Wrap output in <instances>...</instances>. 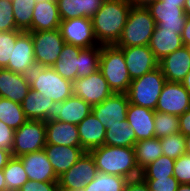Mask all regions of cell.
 Wrapping results in <instances>:
<instances>
[{"label":"cell","instance_id":"obj_1","mask_svg":"<svg viewBox=\"0 0 190 191\" xmlns=\"http://www.w3.org/2000/svg\"><path fill=\"white\" fill-rule=\"evenodd\" d=\"M132 5L128 0H105L91 18L99 45H115L121 37Z\"/></svg>","mask_w":190,"mask_h":191},{"label":"cell","instance_id":"obj_2","mask_svg":"<svg viewBox=\"0 0 190 191\" xmlns=\"http://www.w3.org/2000/svg\"><path fill=\"white\" fill-rule=\"evenodd\" d=\"M98 172L118 175L129 180L141 176L134 147L102 145L89 151Z\"/></svg>","mask_w":190,"mask_h":191},{"label":"cell","instance_id":"obj_3","mask_svg":"<svg viewBox=\"0 0 190 191\" xmlns=\"http://www.w3.org/2000/svg\"><path fill=\"white\" fill-rule=\"evenodd\" d=\"M156 27L146 7L132 6L118 42V48L148 45Z\"/></svg>","mask_w":190,"mask_h":191},{"label":"cell","instance_id":"obj_4","mask_svg":"<svg viewBox=\"0 0 190 191\" xmlns=\"http://www.w3.org/2000/svg\"><path fill=\"white\" fill-rule=\"evenodd\" d=\"M99 70L113 93H127L132 80L123 52L118 47L102 45Z\"/></svg>","mask_w":190,"mask_h":191},{"label":"cell","instance_id":"obj_5","mask_svg":"<svg viewBox=\"0 0 190 191\" xmlns=\"http://www.w3.org/2000/svg\"><path fill=\"white\" fill-rule=\"evenodd\" d=\"M30 88L45 98L63 102L73 95V83L61 77L52 67H36L29 75Z\"/></svg>","mask_w":190,"mask_h":191},{"label":"cell","instance_id":"obj_6","mask_svg":"<svg viewBox=\"0 0 190 191\" xmlns=\"http://www.w3.org/2000/svg\"><path fill=\"white\" fill-rule=\"evenodd\" d=\"M165 82L160 67L132 80L126 93L129 103L155 110Z\"/></svg>","mask_w":190,"mask_h":191},{"label":"cell","instance_id":"obj_7","mask_svg":"<svg viewBox=\"0 0 190 191\" xmlns=\"http://www.w3.org/2000/svg\"><path fill=\"white\" fill-rule=\"evenodd\" d=\"M46 145L45 121L27 120L15 130L12 157H20L27 153L37 152Z\"/></svg>","mask_w":190,"mask_h":191},{"label":"cell","instance_id":"obj_8","mask_svg":"<svg viewBox=\"0 0 190 191\" xmlns=\"http://www.w3.org/2000/svg\"><path fill=\"white\" fill-rule=\"evenodd\" d=\"M30 33L34 44L36 66L52 67L65 44L60 29Z\"/></svg>","mask_w":190,"mask_h":191},{"label":"cell","instance_id":"obj_9","mask_svg":"<svg viewBox=\"0 0 190 191\" xmlns=\"http://www.w3.org/2000/svg\"><path fill=\"white\" fill-rule=\"evenodd\" d=\"M112 94L113 92L100 70L87 77L77 78L73 82V95L82 98L91 106L100 104Z\"/></svg>","mask_w":190,"mask_h":191},{"label":"cell","instance_id":"obj_10","mask_svg":"<svg viewBox=\"0 0 190 191\" xmlns=\"http://www.w3.org/2000/svg\"><path fill=\"white\" fill-rule=\"evenodd\" d=\"M98 169L89 152H85L70 169L59 177L58 186L61 190H78L91 182Z\"/></svg>","mask_w":190,"mask_h":191},{"label":"cell","instance_id":"obj_11","mask_svg":"<svg viewBox=\"0 0 190 191\" xmlns=\"http://www.w3.org/2000/svg\"><path fill=\"white\" fill-rule=\"evenodd\" d=\"M183 7L158 0L146 8L154 19L158 30L175 31V34L181 35L187 18Z\"/></svg>","mask_w":190,"mask_h":191},{"label":"cell","instance_id":"obj_12","mask_svg":"<svg viewBox=\"0 0 190 191\" xmlns=\"http://www.w3.org/2000/svg\"><path fill=\"white\" fill-rule=\"evenodd\" d=\"M64 42L67 44L88 48L99 46L93 32L92 20L87 17L61 20L59 27Z\"/></svg>","mask_w":190,"mask_h":191},{"label":"cell","instance_id":"obj_13","mask_svg":"<svg viewBox=\"0 0 190 191\" xmlns=\"http://www.w3.org/2000/svg\"><path fill=\"white\" fill-rule=\"evenodd\" d=\"M190 108L189 91L180 82L166 81L155 111L180 116Z\"/></svg>","mask_w":190,"mask_h":191},{"label":"cell","instance_id":"obj_14","mask_svg":"<svg viewBox=\"0 0 190 191\" xmlns=\"http://www.w3.org/2000/svg\"><path fill=\"white\" fill-rule=\"evenodd\" d=\"M36 67L31 33L22 31L17 36L16 44L12 48L11 59L6 69L29 76Z\"/></svg>","mask_w":190,"mask_h":191},{"label":"cell","instance_id":"obj_15","mask_svg":"<svg viewBox=\"0 0 190 191\" xmlns=\"http://www.w3.org/2000/svg\"><path fill=\"white\" fill-rule=\"evenodd\" d=\"M92 112V106L82 98L72 95L63 102H54L47 112L48 120L78 125L86 116Z\"/></svg>","mask_w":190,"mask_h":191},{"label":"cell","instance_id":"obj_16","mask_svg":"<svg viewBox=\"0 0 190 191\" xmlns=\"http://www.w3.org/2000/svg\"><path fill=\"white\" fill-rule=\"evenodd\" d=\"M125 57V63L131 80L159 67V61L148 45L119 48Z\"/></svg>","mask_w":190,"mask_h":191},{"label":"cell","instance_id":"obj_17","mask_svg":"<svg viewBox=\"0 0 190 191\" xmlns=\"http://www.w3.org/2000/svg\"><path fill=\"white\" fill-rule=\"evenodd\" d=\"M129 100L127 94L113 93L100 104L92 106V113L108 128V125L119 124L126 120Z\"/></svg>","mask_w":190,"mask_h":191},{"label":"cell","instance_id":"obj_18","mask_svg":"<svg viewBox=\"0 0 190 191\" xmlns=\"http://www.w3.org/2000/svg\"><path fill=\"white\" fill-rule=\"evenodd\" d=\"M18 158L22 161L29 180H36L37 182L59 180L44 149L24 154Z\"/></svg>","mask_w":190,"mask_h":191},{"label":"cell","instance_id":"obj_19","mask_svg":"<svg viewBox=\"0 0 190 191\" xmlns=\"http://www.w3.org/2000/svg\"><path fill=\"white\" fill-rule=\"evenodd\" d=\"M44 150L59 178L73 166L86 152L81 146L46 144Z\"/></svg>","mask_w":190,"mask_h":191},{"label":"cell","instance_id":"obj_20","mask_svg":"<svg viewBox=\"0 0 190 191\" xmlns=\"http://www.w3.org/2000/svg\"><path fill=\"white\" fill-rule=\"evenodd\" d=\"M159 67L162 70L166 81L180 82L190 72V51L187 46L168 54L159 61Z\"/></svg>","mask_w":190,"mask_h":191},{"label":"cell","instance_id":"obj_21","mask_svg":"<svg viewBox=\"0 0 190 191\" xmlns=\"http://www.w3.org/2000/svg\"><path fill=\"white\" fill-rule=\"evenodd\" d=\"M29 76L0 68V97L22 103L30 91Z\"/></svg>","mask_w":190,"mask_h":191},{"label":"cell","instance_id":"obj_22","mask_svg":"<svg viewBox=\"0 0 190 191\" xmlns=\"http://www.w3.org/2000/svg\"><path fill=\"white\" fill-rule=\"evenodd\" d=\"M154 113L155 110L129 103L126 120L135 132L136 142L155 137Z\"/></svg>","mask_w":190,"mask_h":191},{"label":"cell","instance_id":"obj_23","mask_svg":"<svg viewBox=\"0 0 190 191\" xmlns=\"http://www.w3.org/2000/svg\"><path fill=\"white\" fill-rule=\"evenodd\" d=\"M77 127L81 147L86 152L104 145L106 128L92 112Z\"/></svg>","mask_w":190,"mask_h":191},{"label":"cell","instance_id":"obj_24","mask_svg":"<svg viewBox=\"0 0 190 191\" xmlns=\"http://www.w3.org/2000/svg\"><path fill=\"white\" fill-rule=\"evenodd\" d=\"M46 144L81 146L78 127L58 120L45 121Z\"/></svg>","mask_w":190,"mask_h":191},{"label":"cell","instance_id":"obj_25","mask_svg":"<svg viewBox=\"0 0 190 191\" xmlns=\"http://www.w3.org/2000/svg\"><path fill=\"white\" fill-rule=\"evenodd\" d=\"M105 0H57L61 20L71 18H92Z\"/></svg>","mask_w":190,"mask_h":191},{"label":"cell","instance_id":"obj_26","mask_svg":"<svg viewBox=\"0 0 190 191\" xmlns=\"http://www.w3.org/2000/svg\"><path fill=\"white\" fill-rule=\"evenodd\" d=\"M61 18L57 2L36 3L32 18L31 32L59 29Z\"/></svg>","mask_w":190,"mask_h":191},{"label":"cell","instance_id":"obj_27","mask_svg":"<svg viewBox=\"0 0 190 191\" xmlns=\"http://www.w3.org/2000/svg\"><path fill=\"white\" fill-rule=\"evenodd\" d=\"M158 61L184 46L182 37L175 31L158 30L156 27L148 44Z\"/></svg>","mask_w":190,"mask_h":191},{"label":"cell","instance_id":"obj_28","mask_svg":"<svg viewBox=\"0 0 190 191\" xmlns=\"http://www.w3.org/2000/svg\"><path fill=\"white\" fill-rule=\"evenodd\" d=\"M81 49L82 47L65 43L58 60L52 66L55 72L72 83L77 79L78 56Z\"/></svg>","mask_w":190,"mask_h":191},{"label":"cell","instance_id":"obj_29","mask_svg":"<svg viewBox=\"0 0 190 191\" xmlns=\"http://www.w3.org/2000/svg\"><path fill=\"white\" fill-rule=\"evenodd\" d=\"M53 103L39 91L30 89L21 106L28 120L47 121V112Z\"/></svg>","mask_w":190,"mask_h":191},{"label":"cell","instance_id":"obj_30","mask_svg":"<svg viewBox=\"0 0 190 191\" xmlns=\"http://www.w3.org/2000/svg\"><path fill=\"white\" fill-rule=\"evenodd\" d=\"M135 143V132L127 120L119 121V124L108 125L104 145L134 147Z\"/></svg>","mask_w":190,"mask_h":191},{"label":"cell","instance_id":"obj_31","mask_svg":"<svg viewBox=\"0 0 190 191\" xmlns=\"http://www.w3.org/2000/svg\"><path fill=\"white\" fill-rule=\"evenodd\" d=\"M134 150L136 163L140 171L163 155L160 139L155 137L137 141Z\"/></svg>","mask_w":190,"mask_h":191},{"label":"cell","instance_id":"obj_32","mask_svg":"<svg viewBox=\"0 0 190 191\" xmlns=\"http://www.w3.org/2000/svg\"><path fill=\"white\" fill-rule=\"evenodd\" d=\"M6 191H18L29 178L22 161L18 157H12L3 168Z\"/></svg>","mask_w":190,"mask_h":191},{"label":"cell","instance_id":"obj_33","mask_svg":"<svg viewBox=\"0 0 190 191\" xmlns=\"http://www.w3.org/2000/svg\"><path fill=\"white\" fill-rule=\"evenodd\" d=\"M129 179L118 175L98 172L95 178L84 186V191H125Z\"/></svg>","mask_w":190,"mask_h":191},{"label":"cell","instance_id":"obj_34","mask_svg":"<svg viewBox=\"0 0 190 191\" xmlns=\"http://www.w3.org/2000/svg\"><path fill=\"white\" fill-rule=\"evenodd\" d=\"M27 120L20 103L0 97V121L17 130Z\"/></svg>","mask_w":190,"mask_h":191},{"label":"cell","instance_id":"obj_35","mask_svg":"<svg viewBox=\"0 0 190 191\" xmlns=\"http://www.w3.org/2000/svg\"><path fill=\"white\" fill-rule=\"evenodd\" d=\"M102 45L82 48L78 59L77 78L87 77L99 70Z\"/></svg>","mask_w":190,"mask_h":191},{"label":"cell","instance_id":"obj_36","mask_svg":"<svg viewBox=\"0 0 190 191\" xmlns=\"http://www.w3.org/2000/svg\"><path fill=\"white\" fill-rule=\"evenodd\" d=\"M16 26L22 31L31 32V24L36 5L35 0H10Z\"/></svg>","mask_w":190,"mask_h":191},{"label":"cell","instance_id":"obj_37","mask_svg":"<svg viewBox=\"0 0 190 191\" xmlns=\"http://www.w3.org/2000/svg\"><path fill=\"white\" fill-rule=\"evenodd\" d=\"M175 159L161 155L141 171V178H167L173 176Z\"/></svg>","mask_w":190,"mask_h":191},{"label":"cell","instance_id":"obj_38","mask_svg":"<svg viewBox=\"0 0 190 191\" xmlns=\"http://www.w3.org/2000/svg\"><path fill=\"white\" fill-rule=\"evenodd\" d=\"M154 136L162 138L179 132V116L168 113H154Z\"/></svg>","mask_w":190,"mask_h":191},{"label":"cell","instance_id":"obj_39","mask_svg":"<svg viewBox=\"0 0 190 191\" xmlns=\"http://www.w3.org/2000/svg\"><path fill=\"white\" fill-rule=\"evenodd\" d=\"M159 139L163 155L171 159H178L181 155L186 154L185 138L180 132Z\"/></svg>","mask_w":190,"mask_h":191},{"label":"cell","instance_id":"obj_40","mask_svg":"<svg viewBox=\"0 0 190 191\" xmlns=\"http://www.w3.org/2000/svg\"><path fill=\"white\" fill-rule=\"evenodd\" d=\"M22 31L0 32V68H6L11 59L12 48L15 47L17 36Z\"/></svg>","mask_w":190,"mask_h":191},{"label":"cell","instance_id":"obj_41","mask_svg":"<svg viewBox=\"0 0 190 191\" xmlns=\"http://www.w3.org/2000/svg\"><path fill=\"white\" fill-rule=\"evenodd\" d=\"M10 0H0V32L22 31L15 23Z\"/></svg>","mask_w":190,"mask_h":191},{"label":"cell","instance_id":"obj_42","mask_svg":"<svg viewBox=\"0 0 190 191\" xmlns=\"http://www.w3.org/2000/svg\"><path fill=\"white\" fill-rule=\"evenodd\" d=\"M149 191H176L180 185L174 176L167 178H142Z\"/></svg>","mask_w":190,"mask_h":191},{"label":"cell","instance_id":"obj_43","mask_svg":"<svg viewBox=\"0 0 190 191\" xmlns=\"http://www.w3.org/2000/svg\"><path fill=\"white\" fill-rule=\"evenodd\" d=\"M173 176L180 184H190V155H181L175 159Z\"/></svg>","mask_w":190,"mask_h":191},{"label":"cell","instance_id":"obj_44","mask_svg":"<svg viewBox=\"0 0 190 191\" xmlns=\"http://www.w3.org/2000/svg\"><path fill=\"white\" fill-rule=\"evenodd\" d=\"M58 187V181L37 182L28 180L18 191H54Z\"/></svg>","mask_w":190,"mask_h":191},{"label":"cell","instance_id":"obj_45","mask_svg":"<svg viewBox=\"0 0 190 191\" xmlns=\"http://www.w3.org/2000/svg\"><path fill=\"white\" fill-rule=\"evenodd\" d=\"M15 130L0 121V148L12 151Z\"/></svg>","mask_w":190,"mask_h":191},{"label":"cell","instance_id":"obj_46","mask_svg":"<svg viewBox=\"0 0 190 191\" xmlns=\"http://www.w3.org/2000/svg\"><path fill=\"white\" fill-rule=\"evenodd\" d=\"M179 132L183 136L190 135V108L179 116Z\"/></svg>","mask_w":190,"mask_h":191},{"label":"cell","instance_id":"obj_47","mask_svg":"<svg viewBox=\"0 0 190 191\" xmlns=\"http://www.w3.org/2000/svg\"><path fill=\"white\" fill-rule=\"evenodd\" d=\"M125 191H149V188L145 181L139 177L129 180L126 184Z\"/></svg>","mask_w":190,"mask_h":191},{"label":"cell","instance_id":"obj_48","mask_svg":"<svg viewBox=\"0 0 190 191\" xmlns=\"http://www.w3.org/2000/svg\"><path fill=\"white\" fill-rule=\"evenodd\" d=\"M181 37H182L184 46H187L190 44V17L186 18Z\"/></svg>","mask_w":190,"mask_h":191},{"label":"cell","instance_id":"obj_49","mask_svg":"<svg viewBox=\"0 0 190 191\" xmlns=\"http://www.w3.org/2000/svg\"><path fill=\"white\" fill-rule=\"evenodd\" d=\"M11 158L10 151L0 148V169H3Z\"/></svg>","mask_w":190,"mask_h":191},{"label":"cell","instance_id":"obj_50","mask_svg":"<svg viewBox=\"0 0 190 191\" xmlns=\"http://www.w3.org/2000/svg\"><path fill=\"white\" fill-rule=\"evenodd\" d=\"M158 0H128V2L135 7H147L151 3H154Z\"/></svg>","mask_w":190,"mask_h":191},{"label":"cell","instance_id":"obj_51","mask_svg":"<svg viewBox=\"0 0 190 191\" xmlns=\"http://www.w3.org/2000/svg\"><path fill=\"white\" fill-rule=\"evenodd\" d=\"M183 86L187 91H189L190 95V72L185 76L184 80L182 81Z\"/></svg>","mask_w":190,"mask_h":191},{"label":"cell","instance_id":"obj_52","mask_svg":"<svg viewBox=\"0 0 190 191\" xmlns=\"http://www.w3.org/2000/svg\"><path fill=\"white\" fill-rule=\"evenodd\" d=\"M0 191H6L3 169H0Z\"/></svg>","mask_w":190,"mask_h":191},{"label":"cell","instance_id":"obj_53","mask_svg":"<svg viewBox=\"0 0 190 191\" xmlns=\"http://www.w3.org/2000/svg\"><path fill=\"white\" fill-rule=\"evenodd\" d=\"M163 3L177 4V6H184L185 0H161Z\"/></svg>","mask_w":190,"mask_h":191},{"label":"cell","instance_id":"obj_54","mask_svg":"<svg viewBox=\"0 0 190 191\" xmlns=\"http://www.w3.org/2000/svg\"><path fill=\"white\" fill-rule=\"evenodd\" d=\"M183 8H184V12L186 16L190 17V0H185V4Z\"/></svg>","mask_w":190,"mask_h":191},{"label":"cell","instance_id":"obj_55","mask_svg":"<svg viewBox=\"0 0 190 191\" xmlns=\"http://www.w3.org/2000/svg\"><path fill=\"white\" fill-rule=\"evenodd\" d=\"M184 138H185L186 154L190 155V135L184 136Z\"/></svg>","mask_w":190,"mask_h":191},{"label":"cell","instance_id":"obj_56","mask_svg":"<svg viewBox=\"0 0 190 191\" xmlns=\"http://www.w3.org/2000/svg\"><path fill=\"white\" fill-rule=\"evenodd\" d=\"M176 191H190V184H180Z\"/></svg>","mask_w":190,"mask_h":191},{"label":"cell","instance_id":"obj_57","mask_svg":"<svg viewBox=\"0 0 190 191\" xmlns=\"http://www.w3.org/2000/svg\"><path fill=\"white\" fill-rule=\"evenodd\" d=\"M36 3H41V2H57V0H35Z\"/></svg>","mask_w":190,"mask_h":191},{"label":"cell","instance_id":"obj_58","mask_svg":"<svg viewBox=\"0 0 190 191\" xmlns=\"http://www.w3.org/2000/svg\"><path fill=\"white\" fill-rule=\"evenodd\" d=\"M62 191H70V190H62ZM73 191H84V189H78V190H73Z\"/></svg>","mask_w":190,"mask_h":191},{"label":"cell","instance_id":"obj_59","mask_svg":"<svg viewBox=\"0 0 190 191\" xmlns=\"http://www.w3.org/2000/svg\"><path fill=\"white\" fill-rule=\"evenodd\" d=\"M54 191H62L59 186Z\"/></svg>","mask_w":190,"mask_h":191}]
</instances>
